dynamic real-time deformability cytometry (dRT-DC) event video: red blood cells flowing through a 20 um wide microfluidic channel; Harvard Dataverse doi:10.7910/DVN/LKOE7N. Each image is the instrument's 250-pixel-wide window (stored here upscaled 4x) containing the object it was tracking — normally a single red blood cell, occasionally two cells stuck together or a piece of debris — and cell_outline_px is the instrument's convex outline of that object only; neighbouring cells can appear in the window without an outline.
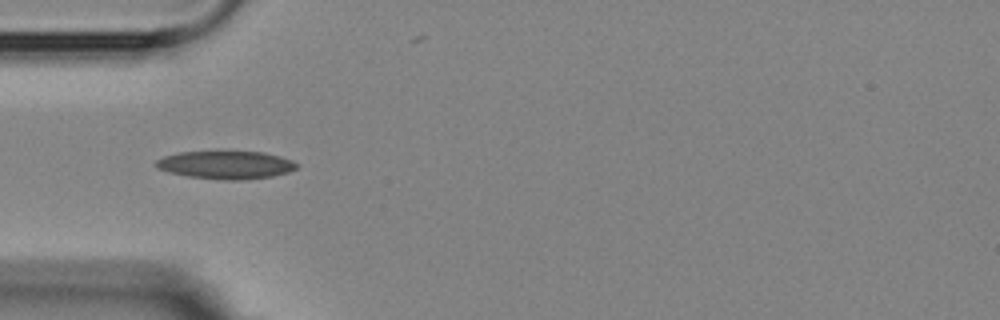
{"species": "Egyptian fruit bat (a non-hibernating species)", "species_latin": "Rousettus aegyptiacus", "temperature_condition": "room temperature", "stored_images_in_passage": 3, "camera_frame_rate_fps": 3000, "um_per_image_px": 0.085, "animal": {"sex": "female"}, "frame": {"image": 1, "passage_image": 1, "time_ms": 0.0, "image_size_px": [1000, 320], "cell_outline_px": [[300, 164], [296, 168], [288, 172], [272, 176], [240, 180], [228, 180], [188, 176], [168, 172], [156, 168], [156, 160], [164, 156], [180, 152], [264, 152], [280, 156], [292, 160]], "centroid_in_image_um": [19.22, 14.02], "position_along_channel_um": 65.8, "area_um2": 22.77}}
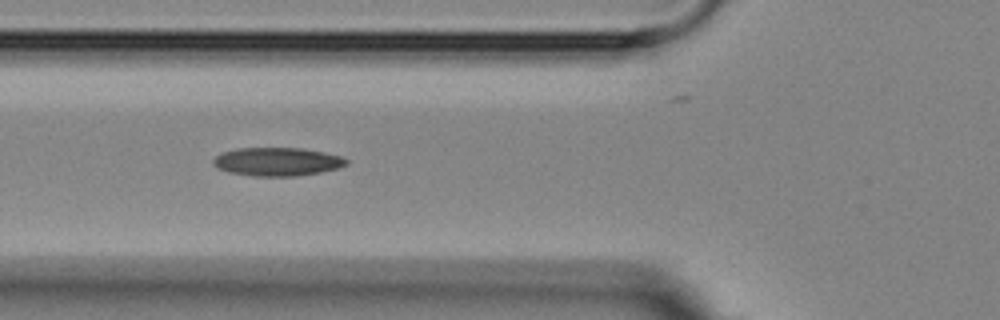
{"frame": {"image": 2, "passage_image": 2, "time_ms": 1.0, "image_size_px": [1000, 320], "cell_outline_px": [[348, 164], [336, 168], [320, 172], [296, 176], [252, 176], [228, 172], [216, 168], [212, 164], [212, 160], [216, 156], [224, 152], [236, 148], [300, 148], [324, 152], [340, 156], [348, 160]], "centroid_in_image_um": [23.52, 13.74], "position_along_channel_um": 102.3, "area_um2": 22.02}}
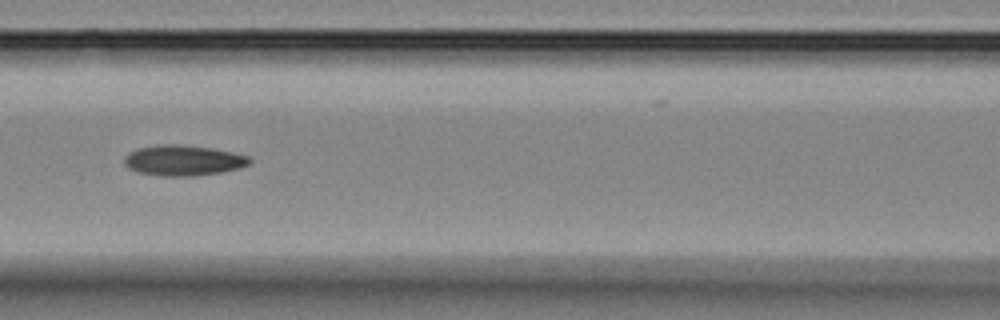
{"frame": {"image": 3, "passage_image": 3, "time_ms": 2.333, "image_size_px": [1000, 320], "cell_outline_px": [[252, 160], [248, 164], [240, 168], [220, 172], [192, 176], [164, 176], [140, 172], [128, 168], [124, 164], [124, 156], [128, 152], [140, 148], [160, 144], [176, 144], [212, 148], [232, 152], [248, 156]], "centroid_in_image_um": [15.56, 13.63], "position_along_channel_um": 151.0, "area_um2": 22.14}}